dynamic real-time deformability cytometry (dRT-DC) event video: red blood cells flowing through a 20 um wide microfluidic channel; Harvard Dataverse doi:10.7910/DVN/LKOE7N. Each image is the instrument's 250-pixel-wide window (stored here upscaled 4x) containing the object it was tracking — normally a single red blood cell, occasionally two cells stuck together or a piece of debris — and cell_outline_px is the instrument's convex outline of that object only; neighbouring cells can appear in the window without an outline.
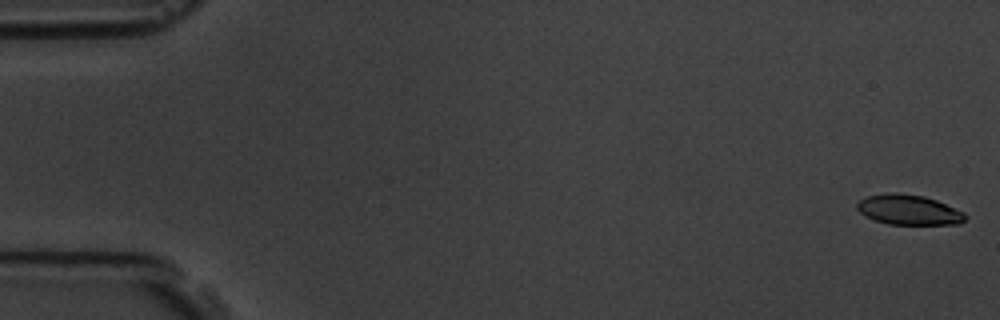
{"species": "common noctule bat (a hibernating species)", "species_latin": "Nyctalus noctula", "temperature_condition": "room temperature", "stored_images_in_passage": 7, "camera_frame_rate_fps": 3000, "um_per_image_px": 0.085, "animal": {"sex": "male", "body_mass_g": 19.5, "forearm_length_mm": 54.6}, "frame": {"image": 1, "passage_image": 1, "time_ms": 0.0, "image_size_px": [1000, 320], "cell_outline_px": [[968, 216], [960, 224], [888, 224], [864, 216], [856, 208], [856, 204], [860, 200], [868, 196], [888, 192], [896, 192], [924, 196], [936, 200], [964, 212]], "centroid_in_image_um": [77.24, 17.83], "position_along_channel_um": 7.8, "area_um2": 18.96}}
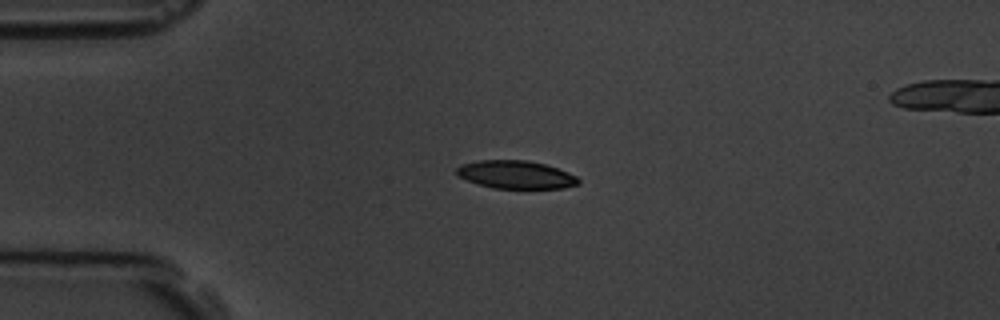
{"frame": {"image": 2, "passage_image": 5, "time_ms": 4.333, "image_size_px": [1000, 320], "cell_outline_px": [[580, 184], [564, 188], [492, 188], [468, 180], [460, 176], [456, 172], [456, 168], [460, 164], [480, 160], [528, 160], [544, 164], [568, 172], [576, 176], [580, 180]], "centroid_in_image_um": [43.86, 14.84], "position_along_channel_um": 41.1, "area_um2": 19.77}}
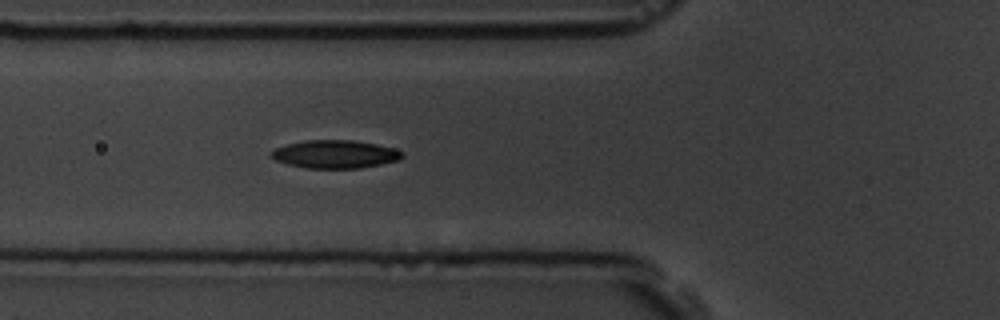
{"frame": {"image": 3, "passage_image": 7, "time_ms": 6.667, "image_size_px": [1000, 320], "cell_outline_px": [[404, 156], [400, 160], [360, 168], [308, 168], [288, 164], [276, 160], [268, 152], [276, 148], [288, 144], [304, 140], [352, 140], [376, 144], [392, 148], [404, 152]], "centroid_in_image_um": [28.5, 13.1], "position_along_channel_um": 97.3, "area_um2": 21.33}}